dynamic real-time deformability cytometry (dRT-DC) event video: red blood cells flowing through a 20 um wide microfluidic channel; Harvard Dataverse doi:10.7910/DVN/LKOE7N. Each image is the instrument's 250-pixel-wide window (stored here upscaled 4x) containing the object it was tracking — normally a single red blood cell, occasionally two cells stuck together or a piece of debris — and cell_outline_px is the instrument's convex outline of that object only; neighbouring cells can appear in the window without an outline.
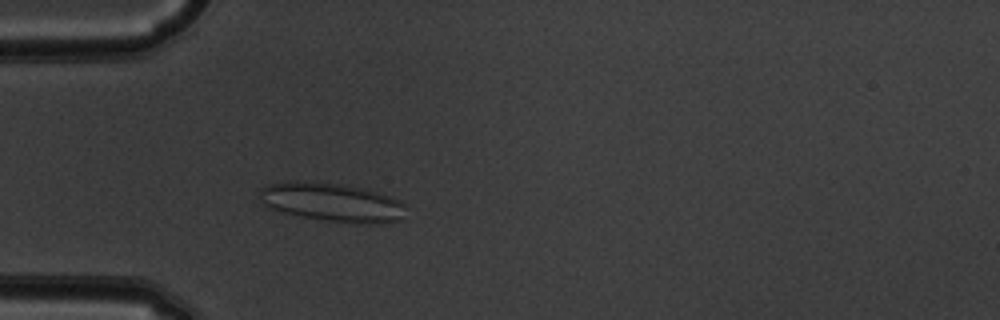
{"species": "common noctule bat (a hibernating species)", "species_latin": "Nyctalus noctula", "temperature_condition": "warm", "stored_images_in_passage": 50, "camera_frame_rate_fps": 3000, "um_per_image_px": 0.085, "animal": {"sex": "male", "body_mass_g": 19.5, "forearm_length_mm": 54.6}, "frame": {"image": 1, "passage_image": 14, "time_ms": 4.333, "image_size_px": [1000, 320], "cell_outline_px": [[408, 204], [404, 220], [384, 224], [360, 224], [328, 220], [304, 216], [264, 208], [260, 204], [256, 196], [260, 188], [268, 184], [288, 180], [348, 184], [376, 192], [400, 200]], "centroid_in_image_um": [28.22, 17.19], "position_along_channel_um": 56.8, "area_um2": 33.99}}
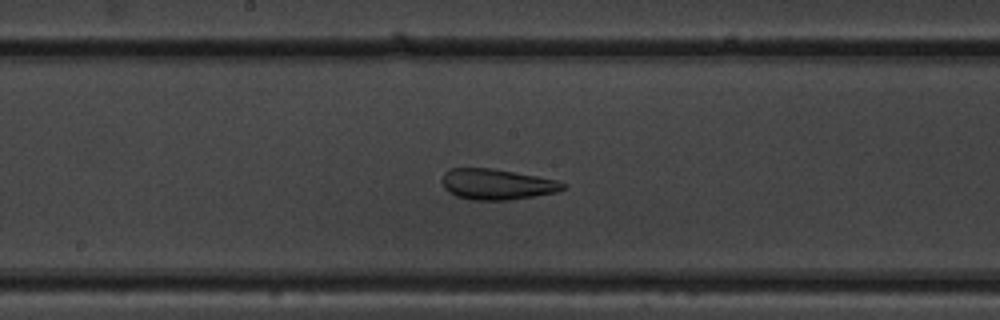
{"frame": {"image": 2, "passage_image": 26, "time_ms": 8.333, "image_size_px": [1000, 320], "cell_outline_px": [[568, 188], [556, 192], [508, 200], [472, 200], [456, 196], [448, 192], [444, 188], [440, 180], [444, 172], [448, 168], [492, 168], [536, 176], [556, 180], [568, 184]], "centroid_in_image_um": [42.2, 15.66], "position_along_channel_um": 206.0, "area_um2": 21.79}}
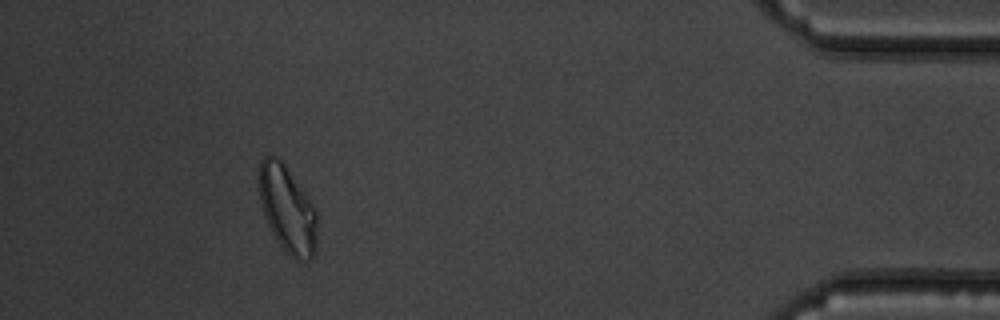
{"frame": {"image": 3, "passage_image": 46, "time_ms": 15.0, "image_size_px": [1000, 320], "cell_outline_px": [[316, 248], [312, 256], [308, 260], [296, 260], [276, 240], [264, 216], [260, 200], [260, 160], [268, 152], [276, 156], [284, 164], [312, 204], [316, 212]], "centroid_in_image_um": [24.41, 17.77], "position_along_channel_um": 410.8, "area_um2": 28.78}, "authors_computed_cell_mechanics": {"area_um2": 26.2412, "velocity_mm_per_s": 3.8837, "shape_relaxation_time_tau1_ms": null, "shape_relaxation_time_tau2_ms": 1.5598, "deformation_change_tau1": null, "deformation_change_tau2": 0.1161}}